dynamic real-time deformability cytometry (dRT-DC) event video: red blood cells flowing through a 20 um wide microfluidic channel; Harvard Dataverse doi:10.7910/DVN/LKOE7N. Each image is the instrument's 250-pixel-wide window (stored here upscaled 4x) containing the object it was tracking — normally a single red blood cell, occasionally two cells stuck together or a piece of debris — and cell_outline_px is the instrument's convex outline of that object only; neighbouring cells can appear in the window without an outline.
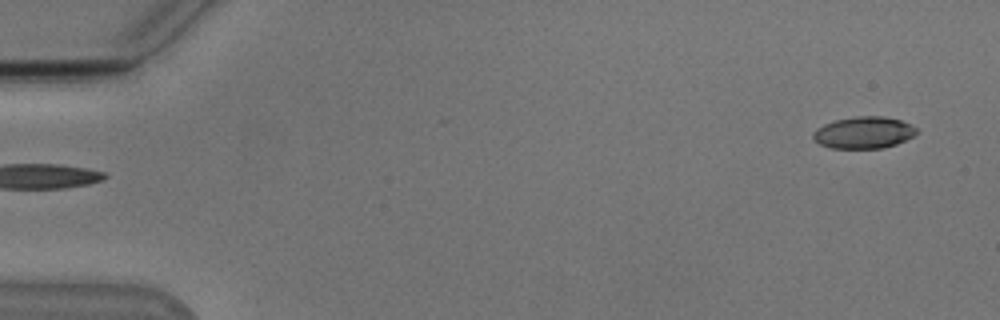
{"species": "Egyptian fruit bat (a non-hibernating species)", "species_latin": "Rousettus aegyptiacus", "temperature_condition": "cold", "stored_images_in_passage": 42, "camera_frame_rate_fps": 3000, "um_per_image_px": 0.085, "animal": {"sex": "male"}, "frame": {"image": 1, "passage_image": 1, "time_ms": 0.0, "image_size_px": [1000, 320], "cell_outline_px": [[916, 132], [912, 136], [896, 144], [880, 148], [832, 148], [820, 144], [812, 136], [812, 132], [816, 128], [824, 124], [836, 120], [856, 116], [884, 116], [900, 120], [916, 128]], "centroid_in_image_um": [73.38, 11.26], "position_along_channel_um": 11.6, "area_um2": 18.9}}
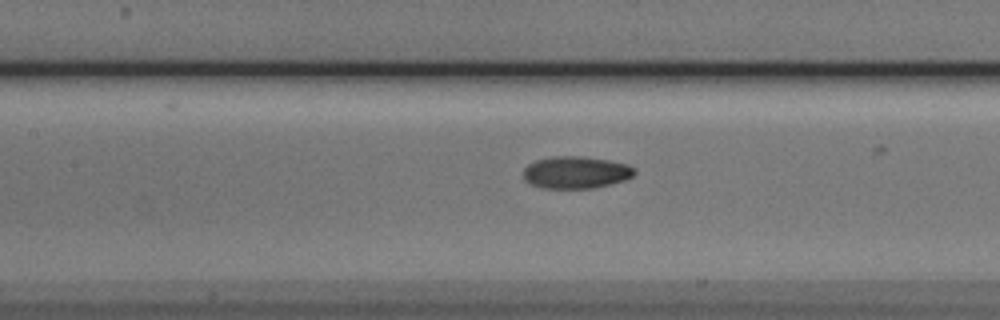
{"frame": {"image": 2, "passage_image": 23, "time_ms": 7.333, "image_size_px": [1000, 320], "cell_outline_px": [[636, 172], [632, 176], [624, 180], [592, 188], [544, 188], [532, 184], [524, 180], [524, 168], [528, 164], [536, 160], [552, 156], [584, 156], [608, 160], [628, 164]], "centroid_in_image_um": [48.93, 14.64], "position_along_channel_um": 158.5, "area_um2": 20.69}}
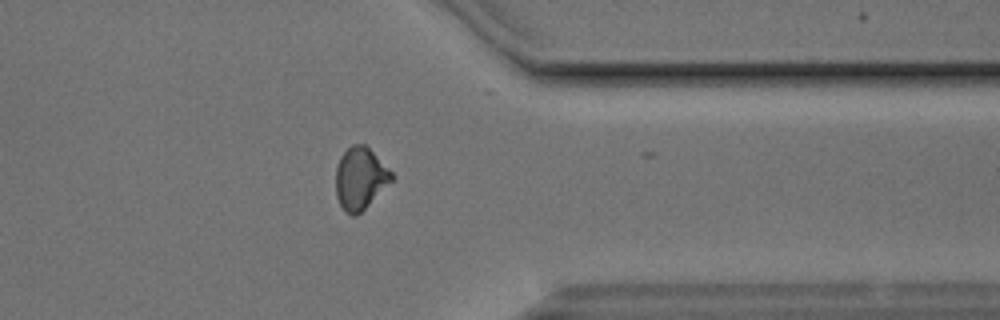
{"frame": {"image": 3, "passage_image": 41, "time_ms": 13.333, "image_size_px": [1000, 320], "cell_outline_px": [[392, 180], [356, 216], [352, 216], [344, 212], [336, 196], [336, 168], [340, 156], [352, 144], [364, 144], [392, 172]], "centroid_in_image_um": [30.58, 15.17], "position_along_channel_um": 380.8, "area_um2": 19.77}, "authors_computed_cell_mechanics": {"area_um2": 20.0855, "velocity_mm_per_s": 3.8319, "shape_relaxation_time_tau1_ms": 3.962, "shape_relaxation_time_tau2_ms": 3.0179, "deformation_change_tau1": 0.1374, "deformation_change_tau2": 0.0663}}